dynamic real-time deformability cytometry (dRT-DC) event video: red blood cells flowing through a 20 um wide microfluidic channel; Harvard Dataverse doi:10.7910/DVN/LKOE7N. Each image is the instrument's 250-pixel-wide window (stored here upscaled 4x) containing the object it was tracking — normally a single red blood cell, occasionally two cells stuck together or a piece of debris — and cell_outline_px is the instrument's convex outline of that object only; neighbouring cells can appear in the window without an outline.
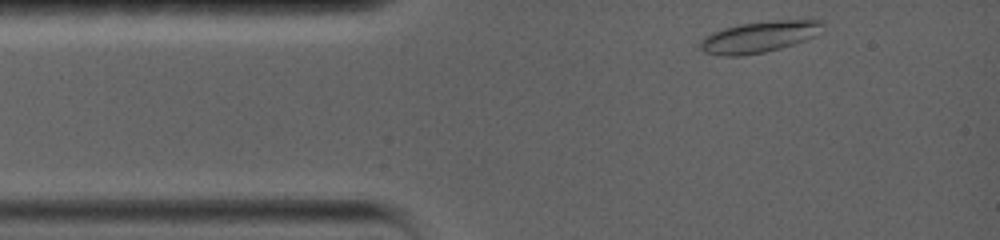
{"species": "common noctule bat (a hibernating species)", "species_latin": "Nyctalus noctula", "temperature_condition": "warm", "stored_images_in_passage": 21, "camera_frame_rate_fps": 5000, "um_per_image_px": 0.085, "animal": {"sex": "female", "body_mass_g": 19.0, "forearm_length_mm": 56.7}, "frame": {"image": 1, "passage_image": 1, "time_ms": 0.0, "image_size_px": [1000, 240], "cell_outline_px": [[824, 24], [816, 36], [780, 48], [764, 52], [740, 56], [724, 56], [704, 52], [700, 48], [700, 40], [704, 36], [712, 32], [736, 24], [812, 16], [824, 20]], "centroid_in_image_um": [64.62, 3.08], "position_along_channel_um": 20.4, "area_um2": 23.06}}
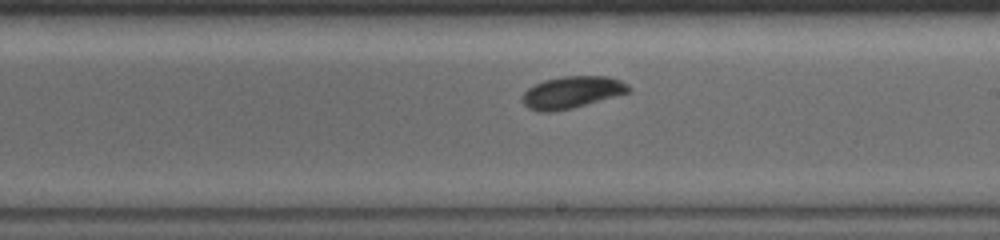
{"frame": {"image": 2, "passage_image": 13, "time_ms": 7.2, "image_size_px": [1000, 240], "cell_outline_px": [[632, 88], [628, 92], [616, 96], [572, 108], [552, 112], [540, 112], [528, 108], [520, 100], [524, 92], [528, 88], [544, 80], [560, 76], [608, 76], [620, 80], [628, 84]], "centroid_in_image_um": [48.59, 7.84], "position_along_channel_um": 240.4, "area_um2": 19.88}}
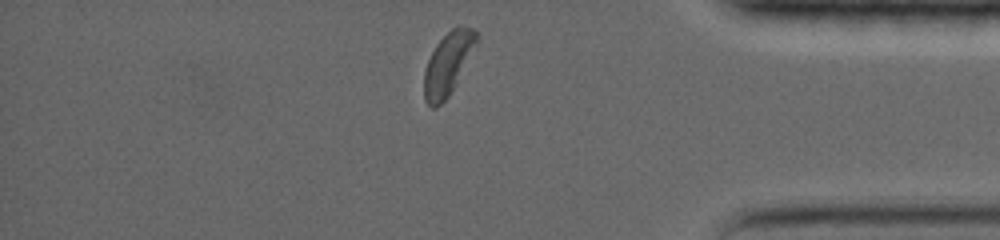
{"frame": {"image": 3, "passage_image": 21, "time_ms": 12.2, "image_size_px": [1000, 240], "cell_outline_px": [[476, 44], [448, 96], [436, 108], [432, 108], [424, 100], [424, 72], [428, 60], [436, 44], [452, 28], [472, 28], [476, 32]], "centroid_in_image_um": [38.02, 5.45], "position_along_channel_um": 397.2, "area_um2": 18.15}, "authors_computed_cell_mechanics": {"area_um2": 19.5364, "velocity_mm_per_s": 3.5501, "shape_relaxation_time_tau1_ms": 3.9597, "shape_relaxation_time_tau2_ms": 4.6492, "deformation_change_tau1": 0.0919, "deformation_change_tau2": 0.0446}}